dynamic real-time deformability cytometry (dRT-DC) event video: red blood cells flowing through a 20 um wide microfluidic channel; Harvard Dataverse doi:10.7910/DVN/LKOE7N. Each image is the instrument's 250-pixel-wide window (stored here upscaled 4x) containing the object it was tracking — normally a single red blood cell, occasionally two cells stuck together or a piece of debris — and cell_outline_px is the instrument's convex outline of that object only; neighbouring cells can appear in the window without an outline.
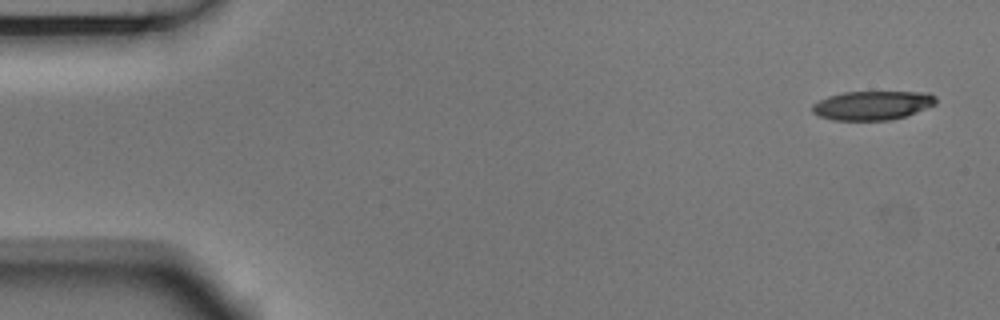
{"species": "Egyptian fruit bat (a non-hibernating species)", "species_latin": "Rousettus aegyptiacus", "temperature_condition": "room temperature", "stored_images_in_passage": 4, "camera_frame_rate_fps": 3000, "um_per_image_px": 0.085, "animal": {"sex": "male"}, "frame": {"image": 1, "passage_image": 1, "time_ms": 0.0, "image_size_px": [1000, 320], "cell_outline_px": [[936, 104], [916, 112], [892, 120], [832, 120], [820, 116], [812, 112], [812, 104], [828, 96], [844, 92], [928, 92], [936, 96]], "centroid_in_image_um": [74.16, 8.95], "position_along_channel_um": 10.8, "area_um2": 20.87}}